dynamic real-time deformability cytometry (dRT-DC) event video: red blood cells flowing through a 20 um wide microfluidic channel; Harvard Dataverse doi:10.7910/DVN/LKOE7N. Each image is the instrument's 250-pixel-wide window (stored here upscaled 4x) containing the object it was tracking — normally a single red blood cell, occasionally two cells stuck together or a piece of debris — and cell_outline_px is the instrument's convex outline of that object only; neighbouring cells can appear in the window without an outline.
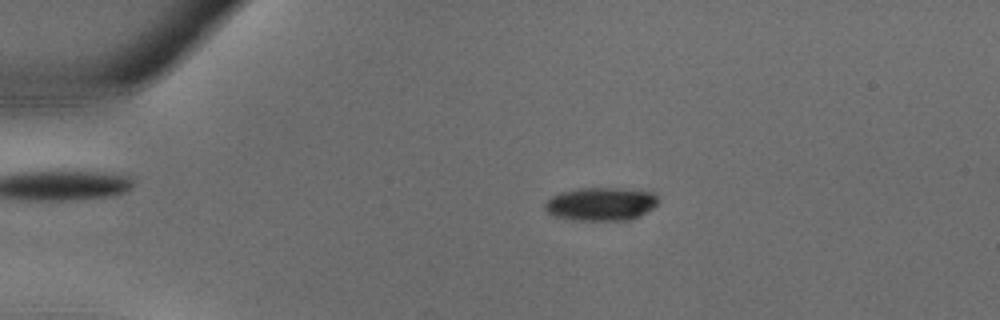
{"species": "common noctule bat (a hibernating species)", "species_latin": "Nyctalus noctula", "temperature_condition": "warm", "stored_images_in_passage": 35, "camera_frame_rate_fps": 3000, "um_per_image_px": 0.085, "animal": {"sex": "male", "body_mass_g": 18.8}, "frame": {"image": 1, "passage_image": 7, "time_ms": 2.0, "image_size_px": [1000, 320], "cell_outline_px": [[656, 204], [652, 208], [640, 216], [628, 220], [572, 220], [556, 216], [548, 212], [544, 208], [544, 204], [552, 196], [560, 192], [580, 188], [620, 188], [652, 192], [656, 196]], "centroid_in_image_um": [51.05, 17.34], "position_along_channel_um": 33.9, "area_um2": 21.79}}
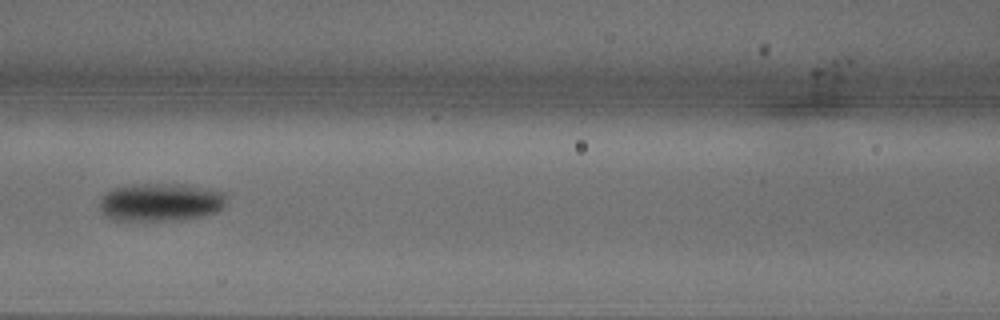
{"frame": {"image": 2, "passage_image": 16, "time_ms": 5.0, "image_size_px": [1000, 320], "cell_outline_px": [[228, 192], [224, 204], [220, 212], [208, 216], [184, 220], [112, 220], [104, 216], [100, 212], [100, 196], [104, 192], [112, 188], [132, 184], [184, 184], [208, 188]], "centroid_in_image_um": [13.67, 17.19], "position_along_channel_um": 152.9, "area_um2": 29.02}}
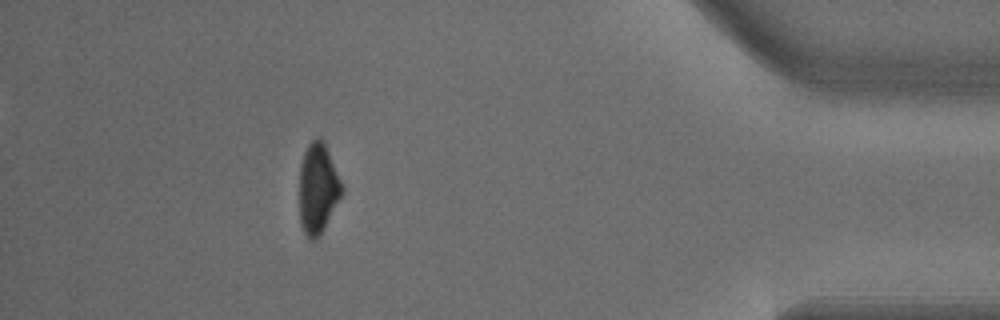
{"frame": {"image": 3, "passage_image": 32, "time_ms": 10.333, "image_size_px": [1000, 320], "cell_outline_px": [[344, 192], [324, 228], [312, 240], [304, 232], [300, 224], [300, 164], [304, 152], [308, 144], [316, 136], [320, 136], [324, 140], [344, 188]], "centroid_in_image_um": [27.03, 15.95], "position_along_channel_um": 408.2, "area_um2": 22.31}}